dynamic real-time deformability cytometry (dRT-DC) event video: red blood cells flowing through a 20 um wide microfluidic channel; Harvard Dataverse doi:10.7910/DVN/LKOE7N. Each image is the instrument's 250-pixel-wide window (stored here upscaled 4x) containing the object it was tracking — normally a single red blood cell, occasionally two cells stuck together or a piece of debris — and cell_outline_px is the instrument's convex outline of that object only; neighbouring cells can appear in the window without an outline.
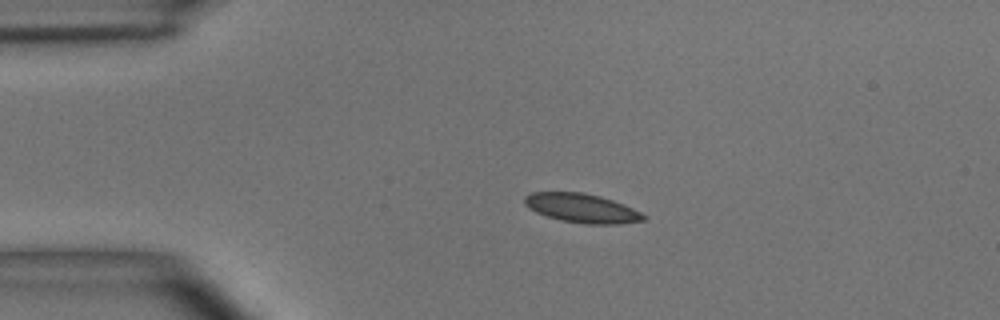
{"species": "common noctule bat (a hibernating species)", "species_latin": "Nyctalus noctula", "temperature_condition": "room temperature", "stored_images_in_passage": 4, "camera_frame_rate_fps": 3000, "um_per_image_px": 0.085, "animal": {"sex": "male", "body_mass_g": 15.6}, "frame": {"image": 1, "passage_image": 3, "time_ms": 3.333, "image_size_px": [1000, 320], "cell_outline_px": [[648, 220], [616, 224], [584, 224], [560, 220], [536, 212], [528, 208], [524, 204], [524, 196], [532, 192], [584, 192], [600, 196], [624, 204], [648, 216]], "centroid_in_image_um": [49.47, 17.69], "position_along_channel_um": 35.5, "area_um2": 20.29}}